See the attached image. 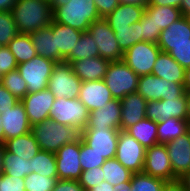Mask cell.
<instances>
[{"mask_svg": "<svg viewBox=\"0 0 190 191\" xmlns=\"http://www.w3.org/2000/svg\"><path fill=\"white\" fill-rule=\"evenodd\" d=\"M78 99L86 106L89 113L113 100L111 91L104 80L82 82Z\"/></svg>", "mask_w": 190, "mask_h": 191, "instance_id": "cell-20", "label": "cell"}, {"mask_svg": "<svg viewBox=\"0 0 190 191\" xmlns=\"http://www.w3.org/2000/svg\"><path fill=\"white\" fill-rule=\"evenodd\" d=\"M102 19L94 0H70L53 10V21L85 32L91 23Z\"/></svg>", "mask_w": 190, "mask_h": 191, "instance_id": "cell-3", "label": "cell"}, {"mask_svg": "<svg viewBox=\"0 0 190 191\" xmlns=\"http://www.w3.org/2000/svg\"><path fill=\"white\" fill-rule=\"evenodd\" d=\"M30 160L20 158L6 149L3 155L4 174L19 178H25L31 173Z\"/></svg>", "mask_w": 190, "mask_h": 191, "instance_id": "cell-36", "label": "cell"}, {"mask_svg": "<svg viewBox=\"0 0 190 191\" xmlns=\"http://www.w3.org/2000/svg\"><path fill=\"white\" fill-rule=\"evenodd\" d=\"M57 180L32 172L24 178L25 191H52Z\"/></svg>", "mask_w": 190, "mask_h": 191, "instance_id": "cell-41", "label": "cell"}, {"mask_svg": "<svg viewBox=\"0 0 190 191\" xmlns=\"http://www.w3.org/2000/svg\"><path fill=\"white\" fill-rule=\"evenodd\" d=\"M0 144H4V130L1 123V116H0Z\"/></svg>", "mask_w": 190, "mask_h": 191, "instance_id": "cell-62", "label": "cell"}, {"mask_svg": "<svg viewBox=\"0 0 190 191\" xmlns=\"http://www.w3.org/2000/svg\"><path fill=\"white\" fill-rule=\"evenodd\" d=\"M56 62L36 55L30 61L18 64L21 77L27 83L28 93H34L47 88L48 81Z\"/></svg>", "mask_w": 190, "mask_h": 191, "instance_id": "cell-7", "label": "cell"}, {"mask_svg": "<svg viewBox=\"0 0 190 191\" xmlns=\"http://www.w3.org/2000/svg\"><path fill=\"white\" fill-rule=\"evenodd\" d=\"M188 131V121L177 118H168L157 122V139L165 144L173 141Z\"/></svg>", "mask_w": 190, "mask_h": 191, "instance_id": "cell-30", "label": "cell"}, {"mask_svg": "<svg viewBox=\"0 0 190 191\" xmlns=\"http://www.w3.org/2000/svg\"><path fill=\"white\" fill-rule=\"evenodd\" d=\"M115 33L118 45L123 53L139 42L138 22L130 25L129 28L112 29Z\"/></svg>", "mask_w": 190, "mask_h": 191, "instance_id": "cell-40", "label": "cell"}, {"mask_svg": "<svg viewBox=\"0 0 190 191\" xmlns=\"http://www.w3.org/2000/svg\"><path fill=\"white\" fill-rule=\"evenodd\" d=\"M50 26L55 37L56 49L59 51V62H62L74 49L83 32L54 21Z\"/></svg>", "mask_w": 190, "mask_h": 191, "instance_id": "cell-24", "label": "cell"}, {"mask_svg": "<svg viewBox=\"0 0 190 191\" xmlns=\"http://www.w3.org/2000/svg\"><path fill=\"white\" fill-rule=\"evenodd\" d=\"M184 74L185 69L169 53L160 51L153 66L152 75L183 84Z\"/></svg>", "mask_w": 190, "mask_h": 191, "instance_id": "cell-26", "label": "cell"}, {"mask_svg": "<svg viewBox=\"0 0 190 191\" xmlns=\"http://www.w3.org/2000/svg\"><path fill=\"white\" fill-rule=\"evenodd\" d=\"M121 102L113 99L103 107L91 111L85 129H116L120 130Z\"/></svg>", "mask_w": 190, "mask_h": 191, "instance_id": "cell-19", "label": "cell"}, {"mask_svg": "<svg viewBox=\"0 0 190 191\" xmlns=\"http://www.w3.org/2000/svg\"><path fill=\"white\" fill-rule=\"evenodd\" d=\"M169 55L184 69L190 67V44L170 45Z\"/></svg>", "mask_w": 190, "mask_h": 191, "instance_id": "cell-45", "label": "cell"}, {"mask_svg": "<svg viewBox=\"0 0 190 191\" xmlns=\"http://www.w3.org/2000/svg\"><path fill=\"white\" fill-rule=\"evenodd\" d=\"M89 111L78 98H55L49 119L82 131L88 123Z\"/></svg>", "mask_w": 190, "mask_h": 191, "instance_id": "cell-5", "label": "cell"}, {"mask_svg": "<svg viewBox=\"0 0 190 191\" xmlns=\"http://www.w3.org/2000/svg\"><path fill=\"white\" fill-rule=\"evenodd\" d=\"M78 181L85 191H87L91 187L97 186L104 181V172L101 167L82 171Z\"/></svg>", "mask_w": 190, "mask_h": 191, "instance_id": "cell-44", "label": "cell"}, {"mask_svg": "<svg viewBox=\"0 0 190 191\" xmlns=\"http://www.w3.org/2000/svg\"><path fill=\"white\" fill-rule=\"evenodd\" d=\"M80 139L75 143L63 145L56 153L58 179L79 180L82 168L80 164Z\"/></svg>", "mask_w": 190, "mask_h": 191, "instance_id": "cell-15", "label": "cell"}, {"mask_svg": "<svg viewBox=\"0 0 190 191\" xmlns=\"http://www.w3.org/2000/svg\"><path fill=\"white\" fill-rule=\"evenodd\" d=\"M29 35L37 55L53 60L56 63L59 62V51L56 49L55 37L51 26L31 32Z\"/></svg>", "mask_w": 190, "mask_h": 191, "instance_id": "cell-27", "label": "cell"}, {"mask_svg": "<svg viewBox=\"0 0 190 191\" xmlns=\"http://www.w3.org/2000/svg\"><path fill=\"white\" fill-rule=\"evenodd\" d=\"M82 81L68 62H57L50 75L47 88L55 98H78Z\"/></svg>", "mask_w": 190, "mask_h": 191, "instance_id": "cell-6", "label": "cell"}, {"mask_svg": "<svg viewBox=\"0 0 190 191\" xmlns=\"http://www.w3.org/2000/svg\"><path fill=\"white\" fill-rule=\"evenodd\" d=\"M80 164L82 171L101 167L104 162L105 158L99 155L97 152L94 151L91 147L86 145L80 138Z\"/></svg>", "mask_w": 190, "mask_h": 191, "instance_id": "cell-43", "label": "cell"}, {"mask_svg": "<svg viewBox=\"0 0 190 191\" xmlns=\"http://www.w3.org/2000/svg\"><path fill=\"white\" fill-rule=\"evenodd\" d=\"M178 182L186 189V191H190V171H187L178 178Z\"/></svg>", "mask_w": 190, "mask_h": 191, "instance_id": "cell-53", "label": "cell"}, {"mask_svg": "<svg viewBox=\"0 0 190 191\" xmlns=\"http://www.w3.org/2000/svg\"><path fill=\"white\" fill-rule=\"evenodd\" d=\"M41 150L56 153L63 145L75 143L81 138V131L75 127L44 120L31 127Z\"/></svg>", "mask_w": 190, "mask_h": 191, "instance_id": "cell-2", "label": "cell"}, {"mask_svg": "<svg viewBox=\"0 0 190 191\" xmlns=\"http://www.w3.org/2000/svg\"><path fill=\"white\" fill-rule=\"evenodd\" d=\"M11 13L20 34H30L53 21V10L46 0H17Z\"/></svg>", "mask_w": 190, "mask_h": 191, "instance_id": "cell-1", "label": "cell"}, {"mask_svg": "<svg viewBox=\"0 0 190 191\" xmlns=\"http://www.w3.org/2000/svg\"><path fill=\"white\" fill-rule=\"evenodd\" d=\"M18 101L1 83H0V114L8 108H12Z\"/></svg>", "mask_w": 190, "mask_h": 191, "instance_id": "cell-48", "label": "cell"}, {"mask_svg": "<svg viewBox=\"0 0 190 191\" xmlns=\"http://www.w3.org/2000/svg\"><path fill=\"white\" fill-rule=\"evenodd\" d=\"M183 0H149V6H171L179 8L181 7Z\"/></svg>", "mask_w": 190, "mask_h": 191, "instance_id": "cell-51", "label": "cell"}, {"mask_svg": "<svg viewBox=\"0 0 190 191\" xmlns=\"http://www.w3.org/2000/svg\"><path fill=\"white\" fill-rule=\"evenodd\" d=\"M92 57H99L98 46L91 34L85 31L64 61L71 64L72 62Z\"/></svg>", "mask_w": 190, "mask_h": 191, "instance_id": "cell-33", "label": "cell"}, {"mask_svg": "<svg viewBox=\"0 0 190 191\" xmlns=\"http://www.w3.org/2000/svg\"><path fill=\"white\" fill-rule=\"evenodd\" d=\"M87 31L96 42L100 57L110 62L123 60L124 53L118 45L115 33L104 18L91 23Z\"/></svg>", "mask_w": 190, "mask_h": 191, "instance_id": "cell-11", "label": "cell"}, {"mask_svg": "<svg viewBox=\"0 0 190 191\" xmlns=\"http://www.w3.org/2000/svg\"><path fill=\"white\" fill-rule=\"evenodd\" d=\"M18 34L11 11L0 12V45L7 46Z\"/></svg>", "mask_w": 190, "mask_h": 191, "instance_id": "cell-42", "label": "cell"}, {"mask_svg": "<svg viewBox=\"0 0 190 191\" xmlns=\"http://www.w3.org/2000/svg\"><path fill=\"white\" fill-rule=\"evenodd\" d=\"M119 131L116 129H84L81 131V140L106 160L113 159L116 156Z\"/></svg>", "mask_w": 190, "mask_h": 191, "instance_id": "cell-14", "label": "cell"}, {"mask_svg": "<svg viewBox=\"0 0 190 191\" xmlns=\"http://www.w3.org/2000/svg\"><path fill=\"white\" fill-rule=\"evenodd\" d=\"M52 191H85L77 180L58 179Z\"/></svg>", "mask_w": 190, "mask_h": 191, "instance_id": "cell-50", "label": "cell"}, {"mask_svg": "<svg viewBox=\"0 0 190 191\" xmlns=\"http://www.w3.org/2000/svg\"><path fill=\"white\" fill-rule=\"evenodd\" d=\"M173 174L180 178L190 171V134L187 131L173 141L165 143Z\"/></svg>", "mask_w": 190, "mask_h": 191, "instance_id": "cell-18", "label": "cell"}, {"mask_svg": "<svg viewBox=\"0 0 190 191\" xmlns=\"http://www.w3.org/2000/svg\"><path fill=\"white\" fill-rule=\"evenodd\" d=\"M130 184L131 191H162L167 182L144 172H139L132 174Z\"/></svg>", "mask_w": 190, "mask_h": 191, "instance_id": "cell-37", "label": "cell"}, {"mask_svg": "<svg viewBox=\"0 0 190 191\" xmlns=\"http://www.w3.org/2000/svg\"><path fill=\"white\" fill-rule=\"evenodd\" d=\"M165 191H186V189L178 182H170L165 185Z\"/></svg>", "mask_w": 190, "mask_h": 191, "instance_id": "cell-55", "label": "cell"}, {"mask_svg": "<svg viewBox=\"0 0 190 191\" xmlns=\"http://www.w3.org/2000/svg\"><path fill=\"white\" fill-rule=\"evenodd\" d=\"M110 61L102 57H92L72 62L75 75L82 81L104 80Z\"/></svg>", "mask_w": 190, "mask_h": 191, "instance_id": "cell-23", "label": "cell"}, {"mask_svg": "<svg viewBox=\"0 0 190 191\" xmlns=\"http://www.w3.org/2000/svg\"><path fill=\"white\" fill-rule=\"evenodd\" d=\"M186 93H187V102H188L187 121L190 122V91Z\"/></svg>", "mask_w": 190, "mask_h": 191, "instance_id": "cell-63", "label": "cell"}, {"mask_svg": "<svg viewBox=\"0 0 190 191\" xmlns=\"http://www.w3.org/2000/svg\"><path fill=\"white\" fill-rule=\"evenodd\" d=\"M146 148L125 131H119L115 158L131 173L142 172Z\"/></svg>", "mask_w": 190, "mask_h": 191, "instance_id": "cell-10", "label": "cell"}, {"mask_svg": "<svg viewBox=\"0 0 190 191\" xmlns=\"http://www.w3.org/2000/svg\"><path fill=\"white\" fill-rule=\"evenodd\" d=\"M2 77H3V74L0 72V83H1Z\"/></svg>", "mask_w": 190, "mask_h": 191, "instance_id": "cell-65", "label": "cell"}, {"mask_svg": "<svg viewBox=\"0 0 190 191\" xmlns=\"http://www.w3.org/2000/svg\"><path fill=\"white\" fill-rule=\"evenodd\" d=\"M4 146L8 152L17 154L20 158L27 160L32 159L40 151L39 144L32 132L8 139Z\"/></svg>", "mask_w": 190, "mask_h": 191, "instance_id": "cell-28", "label": "cell"}, {"mask_svg": "<svg viewBox=\"0 0 190 191\" xmlns=\"http://www.w3.org/2000/svg\"><path fill=\"white\" fill-rule=\"evenodd\" d=\"M145 148L158 144L157 122L145 117L125 130Z\"/></svg>", "mask_w": 190, "mask_h": 191, "instance_id": "cell-29", "label": "cell"}, {"mask_svg": "<svg viewBox=\"0 0 190 191\" xmlns=\"http://www.w3.org/2000/svg\"><path fill=\"white\" fill-rule=\"evenodd\" d=\"M137 93L146 101H159L163 98H179L185 93V89L183 84L150 74L139 77Z\"/></svg>", "mask_w": 190, "mask_h": 191, "instance_id": "cell-8", "label": "cell"}, {"mask_svg": "<svg viewBox=\"0 0 190 191\" xmlns=\"http://www.w3.org/2000/svg\"><path fill=\"white\" fill-rule=\"evenodd\" d=\"M188 102L185 92L179 98H163L159 101H148L146 117L152 121H162L168 118L187 120Z\"/></svg>", "mask_w": 190, "mask_h": 191, "instance_id": "cell-13", "label": "cell"}, {"mask_svg": "<svg viewBox=\"0 0 190 191\" xmlns=\"http://www.w3.org/2000/svg\"><path fill=\"white\" fill-rule=\"evenodd\" d=\"M4 150H5L4 144H0V176L4 173V165H3Z\"/></svg>", "mask_w": 190, "mask_h": 191, "instance_id": "cell-61", "label": "cell"}, {"mask_svg": "<svg viewBox=\"0 0 190 191\" xmlns=\"http://www.w3.org/2000/svg\"><path fill=\"white\" fill-rule=\"evenodd\" d=\"M190 44V21L183 16L160 33L158 47L163 52H170V45Z\"/></svg>", "mask_w": 190, "mask_h": 191, "instance_id": "cell-22", "label": "cell"}, {"mask_svg": "<svg viewBox=\"0 0 190 191\" xmlns=\"http://www.w3.org/2000/svg\"><path fill=\"white\" fill-rule=\"evenodd\" d=\"M139 76L123 61L110 62L104 81L114 99L136 93Z\"/></svg>", "mask_w": 190, "mask_h": 191, "instance_id": "cell-4", "label": "cell"}, {"mask_svg": "<svg viewBox=\"0 0 190 191\" xmlns=\"http://www.w3.org/2000/svg\"><path fill=\"white\" fill-rule=\"evenodd\" d=\"M55 96L48 88L34 93H27L21 100L31 126L49 119L50 109Z\"/></svg>", "mask_w": 190, "mask_h": 191, "instance_id": "cell-16", "label": "cell"}, {"mask_svg": "<svg viewBox=\"0 0 190 191\" xmlns=\"http://www.w3.org/2000/svg\"><path fill=\"white\" fill-rule=\"evenodd\" d=\"M31 173L35 172L39 175L58 178L55 153L41 150L30 159Z\"/></svg>", "mask_w": 190, "mask_h": 191, "instance_id": "cell-34", "label": "cell"}, {"mask_svg": "<svg viewBox=\"0 0 190 191\" xmlns=\"http://www.w3.org/2000/svg\"><path fill=\"white\" fill-rule=\"evenodd\" d=\"M162 30H157L152 16L144 10L141 20L138 22L139 42L146 41L158 43Z\"/></svg>", "mask_w": 190, "mask_h": 191, "instance_id": "cell-39", "label": "cell"}, {"mask_svg": "<svg viewBox=\"0 0 190 191\" xmlns=\"http://www.w3.org/2000/svg\"><path fill=\"white\" fill-rule=\"evenodd\" d=\"M161 49L156 43L141 41L130 47L123 61L140 77L152 74L153 66Z\"/></svg>", "mask_w": 190, "mask_h": 191, "instance_id": "cell-9", "label": "cell"}, {"mask_svg": "<svg viewBox=\"0 0 190 191\" xmlns=\"http://www.w3.org/2000/svg\"><path fill=\"white\" fill-rule=\"evenodd\" d=\"M188 132L190 134V122H188Z\"/></svg>", "mask_w": 190, "mask_h": 191, "instance_id": "cell-64", "label": "cell"}, {"mask_svg": "<svg viewBox=\"0 0 190 191\" xmlns=\"http://www.w3.org/2000/svg\"><path fill=\"white\" fill-rule=\"evenodd\" d=\"M144 10L145 7L138 5L119 4L104 20L109 24L111 29L129 28L130 25L141 20Z\"/></svg>", "mask_w": 190, "mask_h": 191, "instance_id": "cell-25", "label": "cell"}, {"mask_svg": "<svg viewBox=\"0 0 190 191\" xmlns=\"http://www.w3.org/2000/svg\"><path fill=\"white\" fill-rule=\"evenodd\" d=\"M180 10L183 16H188L190 14V0H183Z\"/></svg>", "mask_w": 190, "mask_h": 191, "instance_id": "cell-58", "label": "cell"}, {"mask_svg": "<svg viewBox=\"0 0 190 191\" xmlns=\"http://www.w3.org/2000/svg\"><path fill=\"white\" fill-rule=\"evenodd\" d=\"M1 191H25L24 178L1 175Z\"/></svg>", "mask_w": 190, "mask_h": 191, "instance_id": "cell-47", "label": "cell"}, {"mask_svg": "<svg viewBox=\"0 0 190 191\" xmlns=\"http://www.w3.org/2000/svg\"><path fill=\"white\" fill-rule=\"evenodd\" d=\"M101 169L104 172V181H107L112 186L119 185L123 182H129L133 174L116 158L105 160Z\"/></svg>", "mask_w": 190, "mask_h": 191, "instance_id": "cell-35", "label": "cell"}, {"mask_svg": "<svg viewBox=\"0 0 190 191\" xmlns=\"http://www.w3.org/2000/svg\"><path fill=\"white\" fill-rule=\"evenodd\" d=\"M48 1L50 3V6L52 7V10L65 4H68L70 2V0H48Z\"/></svg>", "mask_w": 190, "mask_h": 191, "instance_id": "cell-60", "label": "cell"}, {"mask_svg": "<svg viewBox=\"0 0 190 191\" xmlns=\"http://www.w3.org/2000/svg\"><path fill=\"white\" fill-rule=\"evenodd\" d=\"M142 172L167 183L178 181V178L173 174L167 148L162 143L146 148Z\"/></svg>", "mask_w": 190, "mask_h": 191, "instance_id": "cell-12", "label": "cell"}, {"mask_svg": "<svg viewBox=\"0 0 190 191\" xmlns=\"http://www.w3.org/2000/svg\"><path fill=\"white\" fill-rule=\"evenodd\" d=\"M18 63L16 58L8 49L7 46H1L0 48V72L5 75L12 70L17 69Z\"/></svg>", "mask_w": 190, "mask_h": 191, "instance_id": "cell-46", "label": "cell"}, {"mask_svg": "<svg viewBox=\"0 0 190 191\" xmlns=\"http://www.w3.org/2000/svg\"><path fill=\"white\" fill-rule=\"evenodd\" d=\"M1 123L4 130V143L8 139L25 135L31 132L24 104L18 101L12 108H8L1 114Z\"/></svg>", "mask_w": 190, "mask_h": 191, "instance_id": "cell-17", "label": "cell"}, {"mask_svg": "<svg viewBox=\"0 0 190 191\" xmlns=\"http://www.w3.org/2000/svg\"><path fill=\"white\" fill-rule=\"evenodd\" d=\"M145 10L152 16L157 30L168 28L173 22L183 17L179 8L171 6H149Z\"/></svg>", "mask_w": 190, "mask_h": 191, "instance_id": "cell-31", "label": "cell"}, {"mask_svg": "<svg viewBox=\"0 0 190 191\" xmlns=\"http://www.w3.org/2000/svg\"><path fill=\"white\" fill-rule=\"evenodd\" d=\"M120 4H131L146 7L149 4V0H119Z\"/></svg>", "mask_w": 190, "mask_h": 191, "instance_id": "cell-56", "label": "cell"}, {"mask_svg": "<svg viewBox=\"0 0 190 191\" xmlns=\"http://www.w3.org/2000/svg\"><path fill=\"white\" fill-rule=\"evenodd\" d=\"M17 0H0V12L11 11Z\"/></svg>", "mask_w": 190, "mask_h": 191, "instance_id": "cell-54", "label": "cell"}, {"mask_svg": "<svg viewBox=\"0 0 190 191\" xmlns=\"http://www.w3.org/2000/svg\"><path fill=\"white\" fill-rule=\"evenodd\" d=\"M94 4L101 18H105L112 13L120 4L119 0H94Z\"/></svg>", "mask_w": 190, "mask_h": 191, "instance_id": "cell-49", "label": "cell"}, {"mask_svg": "<svg viewBox=\"0 0 190 191\" xmlns=\"http://www.w3.org/2000/svg\"><path fill=\"white\" fill-rule=\"evenodd\" d=\"M121 102V124L120 130L125 131L138 121L146 117V101L140 94L132 93L120 99Z\"/></svg>", "mask_w": 190, "mask_h": 191, "instance_id": "cell-21", "label": "cell"}, {"mask_svg": "<svg viewBox=\"0 0 190 191\" xmlns=\"http://www.w3.org/2000/svg\"><path fill=\"white\" fill-rule=\"evenodd\" d=\"M183 85H184L185 92H189L190 91V67L185 69Z\"/></svg>", "mask_w": 190, "mask_h": 191, "instance_id": "cell-57", "label": "cell"}, {"mask_svg": "<svg viewBox=\"0 0 190 191\" xmlns=\"http://www.w3.org/2000/svg\"><path fill=\"white\" fill-rule=\"evenodd\" d=\"M87 191H114V188L107 181H103L99 185L91 187Z\"/></svg>", "mask_w": 190, "mask_h": 191, "instance_id": "cell-52", "label": "cell"}, {"mask_svg": "<svg viewBox=\"0 0 190 191\" xmlns=\"http://www.w3.org/2000/svg\"><path fill=\"white\" fill-rule=\"evenodd\" d=\"M113 188H114V191H131L130 190L131 184H130V181L129 182H123L119 185L113 186Z\"/></svg>", "mask_w": 190, "mask_h": 191, "instance_id": "cell-59", "label": "cell"}, {"mask_svg": "<svg viewBox=\"0 0 190 191\" xmlns=\"http://www.w3.org/2000/svg\"><path fill=\"white\" fill-rule=\"evenodd\" d=\"M18 64L30 61L37 53L29 34L18 33L7 45Z\"/></svg>", "mask_w": 190, "mask_h": 191, "instance_id": "cell-32", "label": "cell"}, {"mask_svg": "<svg viewBox=\"0 0 190 191\" xmlns=\"http://www.w3.org/2000/svg\"><path fill=\"white\" fill-rule=\"evenodd\" d=\"M1 84L20 101L28 93L27 83L24 78L21 77L18 69L3 75Z\"/></svg>", "mask_w": 190, "mask_h": 191, "instance_id": "cell-38", "label": "cell"}]
</instances>
